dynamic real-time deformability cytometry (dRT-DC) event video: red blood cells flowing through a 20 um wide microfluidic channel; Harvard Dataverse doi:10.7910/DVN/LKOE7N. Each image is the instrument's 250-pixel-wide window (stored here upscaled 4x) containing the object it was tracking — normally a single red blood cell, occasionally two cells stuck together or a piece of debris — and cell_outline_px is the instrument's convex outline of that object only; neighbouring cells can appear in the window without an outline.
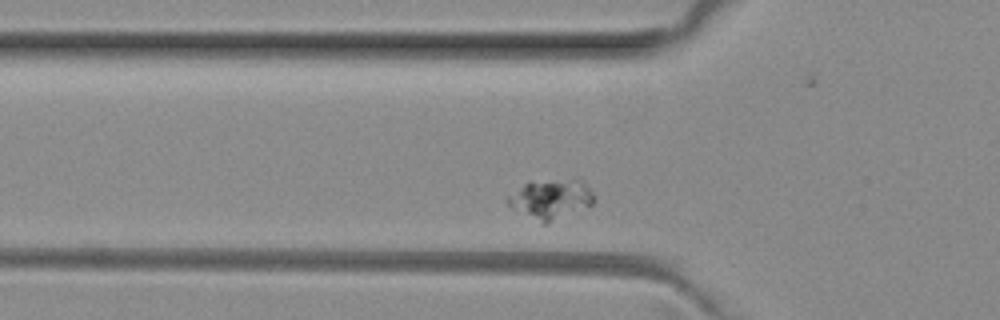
{"species": "common noctule bat (a hibernating species)", "species_latin": "Nyctalus noctula", "temperature_condition": "room temperature", "stored_images_in_passage": 43, "camera_frame_rate_fps": 3000, "um_per_image_px": 0.085, "animal": {"sex": "female", "body_mass_g": 29.2, "forearm_length_mm": 56.3}, "frame": {"image": 1, "passage_image": 6, "time_ms": 1.667, "image_size_px": [1000, 320], "cell_outline_px": [[592, 204], [548, 224], [540, 224], [512, 208], [508, 204], [504, 196], [528, 180], [580, 180], [592, 192]], "centroid_in_image_um": [46.7, 16.93], "position_along_channel_um": 79.1, "area_um2": 20.06}}
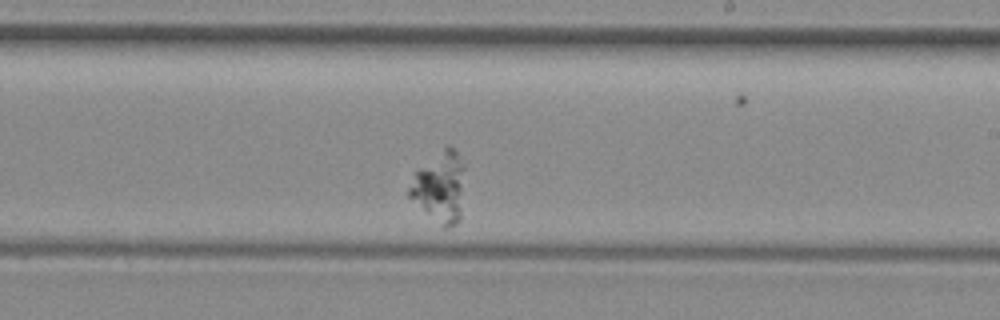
{"frame": {"image": 2, "passage_image": 20, "time_ms": 6.333, "image_size_px": [1000, 320], "cell_outline_px": [[464, 168], [460, 220], [456, 224], [448, 228], [444, 228], [408, 196], [408, 188], [416, 168], [448, 144], [456, 152]], "centroid_in_image_um": [37.37, 15.88], "position_along_channel_um": 251.6, "area_um2": 22.66}}
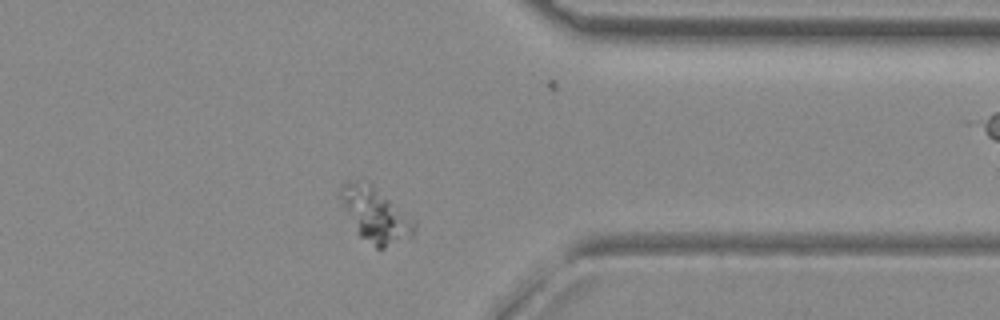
{"frame": {"image": 3, "passage_image": 31, "time_ms": 10.0, "image_size_px": [1000, 320], "cell_outline_px": [[416, 232], [412, 240], [384, 248], [376, 248], [360, 236], [356, 232], [336, 192], [340, 184], [352, 180], [368, 180], [416, 220]], "centroid_in_image_um": [31.94, 18.24], "position_along_channel_um": 379.5, "area_um2": 24.51}}